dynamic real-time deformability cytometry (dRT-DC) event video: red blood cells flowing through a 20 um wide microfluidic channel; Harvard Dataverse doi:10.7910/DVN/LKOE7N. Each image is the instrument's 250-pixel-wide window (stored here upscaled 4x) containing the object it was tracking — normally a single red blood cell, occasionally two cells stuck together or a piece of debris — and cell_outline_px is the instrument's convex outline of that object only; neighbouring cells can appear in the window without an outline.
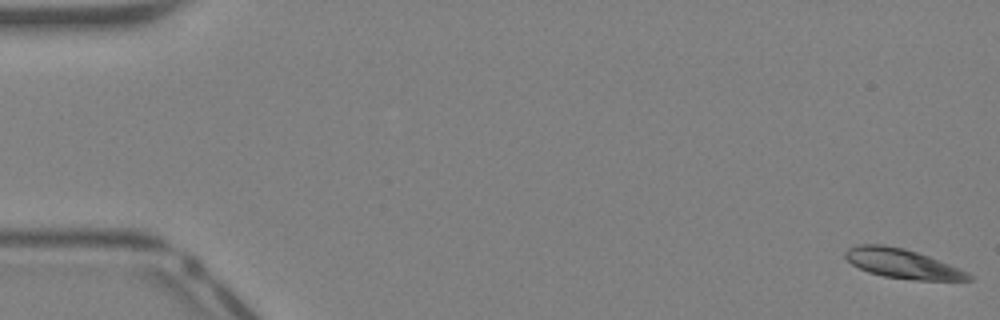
{"species": "Egyptian fruit bat (a non-hibernating species)", "species_latin": "Rousettus aegyptiacus", "temperature_condition": "warm", "stored_images_in_passage": 43, "camera_frame_rate_fps": 3000, "um_per_image_px": 0.085, "animal": {"sex": "female"}, "frame": {"image": 1, "passage_image": 1, "time_ms": 0.0, "image_size_px": [1000, 320], "cell_outline_px": [[972, 280], [912, 280], [884, 276], [868, 272], [852, 264], [844, 256], [844, 252], [848, 248], [856, 244], [884, 244], [904, 248], [928, 256], [960, 268], [968, 272], [972, 276]], "centroid_in_image_um": [76.69, 22.4], "position_along_channel_um": 8.3, "area_um2": 21.15}}
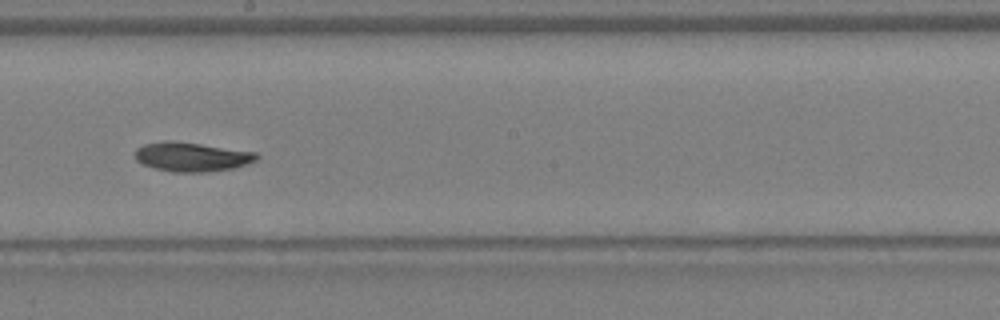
{"frame": {"image": 2, "passage_image": 24, "time_ms": 7.667, "image_size_px": [1000, 320], "cell_outline_px": [[260, 156], [256, 160], [248, 164], [232, 168], [208, 172], [172, 172], [156, 168], [144, 164], [136, 160], [136, 148], [144, 144], [164, 140], [168, 140], [200, 144], [256, 152]], "centroid_in_image_um": [16.31, 13.33], "position_along_channel_um": 231.9, "area_um2": 20.58}}
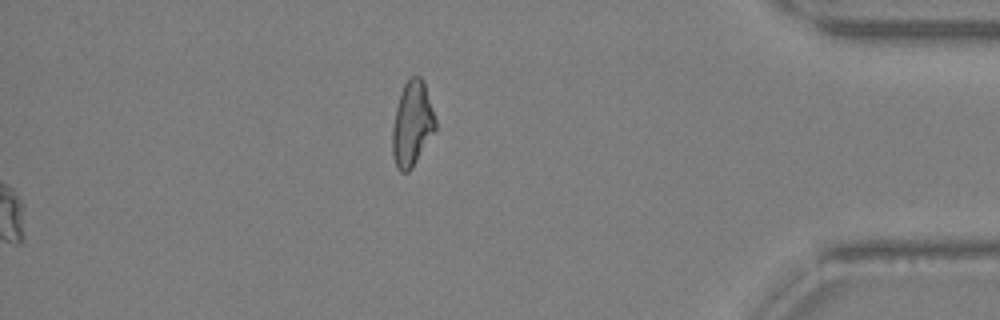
{"frame": {"image": 3, "passage_image": 43, "time_ms": 14.0, "image_size_px": [1000, 320], "cell_outline_px": [[436, 128], [412, 168], [408, 172], [400, 172], [396, 168], [392, 156], [392, 128], [396, 108], [404, 84], [412, 76], [420, 76], [424, 80], [436, 120]], "centroid_in_image_um": [35.02, 10.54], "position_along_channel_um": 400.2, "area_um2": 21.21}, "authors_computed_cell_mechanics": {"area_um2": 20.5768, "velocity_mm_per_s": 4.9478, "shape_relaxation_time_tau1_ms": 5.9565, "shape_relaxation_time_tau2_ms": 2.5161, "deformation_change_tau1": 0.1555, "deformation_change_tau2": 0.0595}}